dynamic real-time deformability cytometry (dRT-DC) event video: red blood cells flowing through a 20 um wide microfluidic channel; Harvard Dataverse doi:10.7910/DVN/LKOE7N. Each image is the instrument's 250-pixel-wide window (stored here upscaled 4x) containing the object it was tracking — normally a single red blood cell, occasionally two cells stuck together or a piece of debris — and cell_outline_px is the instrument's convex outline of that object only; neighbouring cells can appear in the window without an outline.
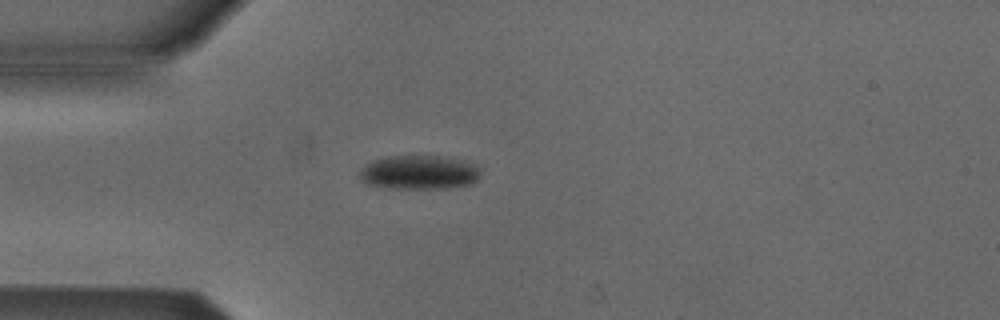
{"species": "Egyptian fruit bat (a non-hibernating species)", "species_latin": "Rousettus aegyptiacus", "temperature_condition": "cold", "stored_images_in_passage": 4, "camera_frame_rate_fps": 3000, "um_per_image_px": 0.085, "animal": {"sex": "male"}, "frame": {"image": 1, "passage_image": 4, "time_ms": 3.667, "image_size_px": [1000, 320], "cell_outline_px": [[480, 176], [472, 184], [444, 188], [388, 188], [368, 184], [360, 180], [360, 168], [364, 164], [372, 160], [388, 156], [448, 156], [472, 164], [480, 168]], "centroid_in_image_um": [35.6, 14.64], "position_along_channel_um": 49.4, "area_um2": 24.1}}